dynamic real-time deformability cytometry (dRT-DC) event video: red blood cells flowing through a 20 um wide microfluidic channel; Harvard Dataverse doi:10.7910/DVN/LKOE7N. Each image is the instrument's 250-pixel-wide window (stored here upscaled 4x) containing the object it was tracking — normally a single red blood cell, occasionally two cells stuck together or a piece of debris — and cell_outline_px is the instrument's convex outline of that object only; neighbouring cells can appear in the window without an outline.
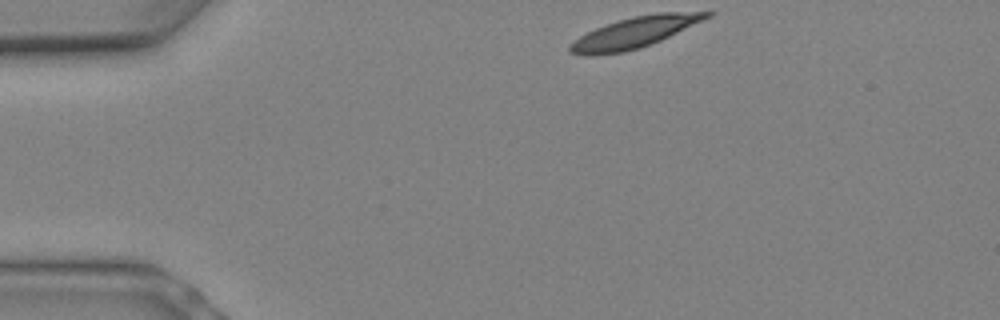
{"species": "Egyptian fruit bat (a non-hibernating species)", "species_latin": "Rousettus aegyptiacus", "temperature_condition": "warm", "stored_images_in_passage": 5, "camera_frame_rate_fps": 3000, "um_per_image_px": 0.085, "animal": {"sex": "female"}, "frame": {"image": 1, "passage_image": 1, "time_ms": 0.0, "image_size_px": [1000, 320], "cell_outline_px": [[712, 16], [660, 40], [640, 48], [624, 52], [596, 56], [584, 56], [568, 52], [568, 44], [580, 36], [596, 28], [632, 16], [656, 12], [712, 12]], "centroid_in_image_um": [53.87, 2.78], "position_along_channel_um": 31.1, "area_um2": 24.51}}
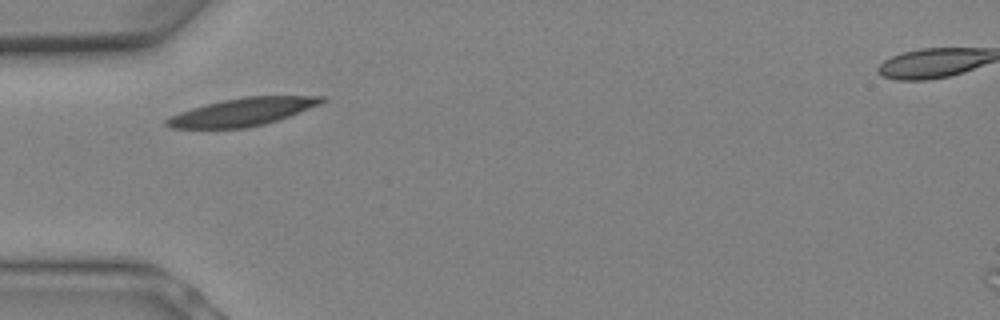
{"frame": {"image": 2, "passage_image": 4, "time_ms": 1.0, "image_size_px": [1000, 320], "cell_outline_px": [[328, 100], [320, 104], [288, 116], [264, 124], [244, 128], [172, 128], [164, 124], [164, 120], [180, 112], [192, 108], [224, 100], [244, 96], [328, 96]], "centroid_in_image_um": [20.64, 9.51], "position_along_channel_um": 64.4, "area_um2": 24.8}}